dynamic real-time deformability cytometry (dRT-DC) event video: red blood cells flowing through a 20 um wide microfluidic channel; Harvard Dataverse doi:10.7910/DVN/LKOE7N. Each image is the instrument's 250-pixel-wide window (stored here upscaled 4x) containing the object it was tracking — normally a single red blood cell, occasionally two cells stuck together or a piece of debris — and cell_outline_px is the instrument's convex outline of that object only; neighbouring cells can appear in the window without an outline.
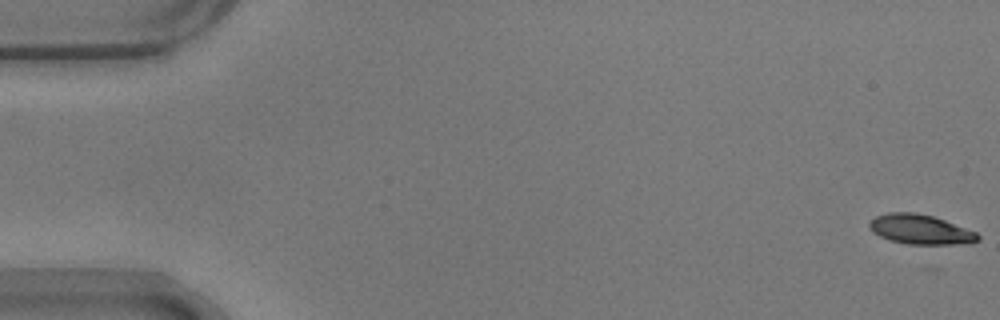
{"species": "common noctule bat (a hibernating species)", "species_latin": "Nyctalus noctula", "temperature_condition": "warm", "stored_images_in_passage": 9, "camera_frame_rate_fps": 3000, "um_per_image_px": 0.085, "animal": {"sex": "male", "body_mass_g": 17.9}, "frame": {"image": 1, "passage_image": 1, "time_ms": 0.0, "image_size_px": [1000, 320], "cell_outline_px": [[980, 240], [968, 244], [908, 244], [888, 240], [872, 232], [868, 228], [868, 224], [876, 216], [888, 212], [912, 212], [932, 216], [944, 220], [976, 232], [980, 236]], "centroid_in_image_um": [78.22, 19.51], "position_along_channel_um": 6.8, "area_um2": 18.79}}